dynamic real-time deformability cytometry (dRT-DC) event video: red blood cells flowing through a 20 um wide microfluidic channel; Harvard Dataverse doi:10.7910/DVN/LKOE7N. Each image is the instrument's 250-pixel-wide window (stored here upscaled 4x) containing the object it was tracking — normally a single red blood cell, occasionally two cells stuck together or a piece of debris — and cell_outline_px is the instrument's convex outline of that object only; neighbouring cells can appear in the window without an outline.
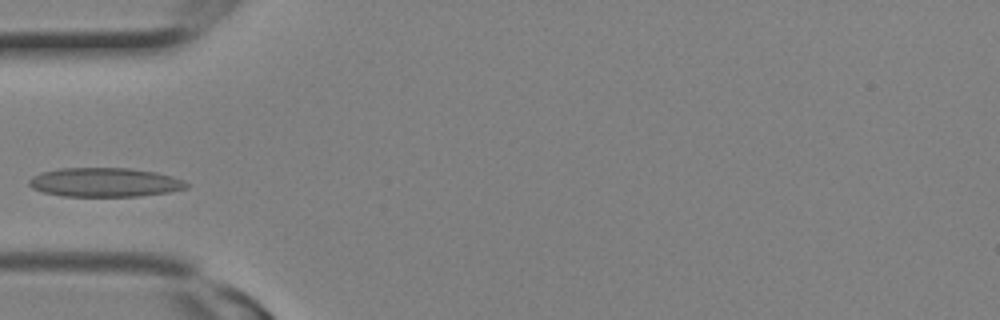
{"species": "Egyptian fruit bat (a non-hibernating species)", "species_latin": "Rousettus aegyptiacus", "temperature_condition": "room temperature", "stored_images_in_passage": 10, "camera_frame_rate_fps": 3000, "um_per_image_px": 0.085, "animal": {"sex": "female"}, "frame": {"image": 1, "passage_image": 6, "time_ms": 1.667, "image_size_px": [1000, 320], "cell_outline_px": [[188, 188], [168, 192], [140, 196], [64, 196], [44, 192], [32, 188], [28, 184], [28, 180], [32, 176], [40, 172], [60, 168], [132, 168], [156, 172], [172, 176], [184, 180], [188, 184]], "centroid_in_image_um": [8.9, 15.49], "position_along_channel_um": 76.1, "area_um2": 26.76}}
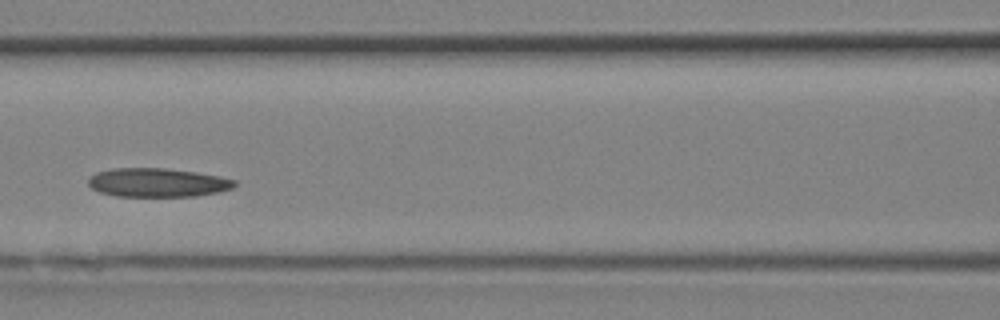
{"frame": {"image": 2, "passage_image": 9, "time_ms": 2.667, "image_size_px": [1000, 320], "cell_outline_px": [[236, 184], [232, 188], [216, 192], [196, 196], [116, 196], [100, 192], [92, 188], [88, 184], [88, 176], [96, 172], [112, 168], [164, 168], [196, 172], [220, 176], [236, 180]], "centroid_in_image_um": [13.36, 15.51], "position_along_channel_um": 153.2, "area_um2": 24.57}}